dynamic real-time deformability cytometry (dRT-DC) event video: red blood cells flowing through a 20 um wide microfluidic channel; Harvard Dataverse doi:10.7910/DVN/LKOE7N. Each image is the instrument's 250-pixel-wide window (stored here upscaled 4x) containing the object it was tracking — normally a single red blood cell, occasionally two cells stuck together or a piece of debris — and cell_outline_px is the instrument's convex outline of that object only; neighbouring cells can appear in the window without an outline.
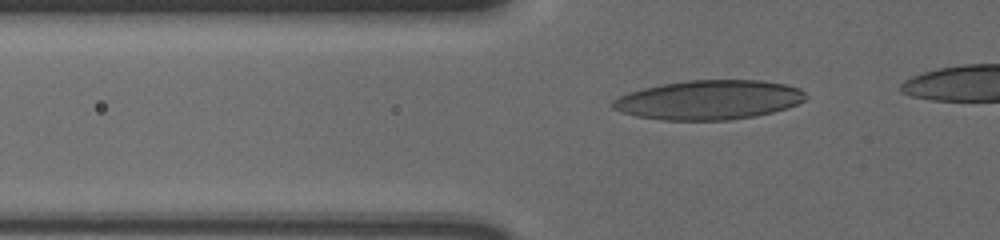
{"species": "human", "species_latin": "Homo sapiens", "temperature_condition": "cold", "stored_images_in_passage": 35, "camera_frame_rate_fps": 3000, "um_per_image_px": 0.085, "donor": {"sex": "male"}, "frame": {"image": 1, "passage_image": 4, "time_ms": 1.0, "image_size_px": [1000, 240], "cell_outline_px": [[804, 100], [796, 104], [772, 112], [756, 116], [728, 120], [660, 120], [636, 116], [620, 112], [612, 108], [612, 100], [628, 92], [644, 88], [664, 84], [688, 80], [760, 80], [784, 84], [800, 88], [804, 92]], "centroid_in_image_um": [60.22, 8.49], "position_along_channel_um": 65.6, "area_um2": 44.1}}
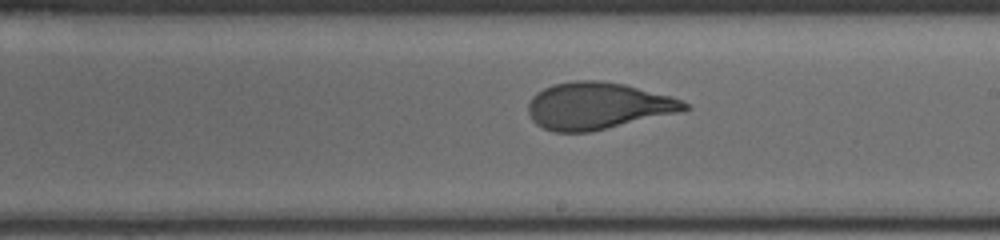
{"frame": {"image": 2, "passage_image": 19, "time_ms": 6.0, "image_size_px": [1000, 240], "cell_outline_px": [[692, 108], [676, 112], [588, 132], [552, 132], [536, 124], [532, 120], [528, 112], [528, 104], [532, 96], [536, 92], [552, 84], [576, 80], [600, 80], [624, 84], [672, 96], [688, 104]], "centroid_in_image_um": [50.75, 8.98], "position_along_channel_um": 238.2, "area_um2": 42.37}}
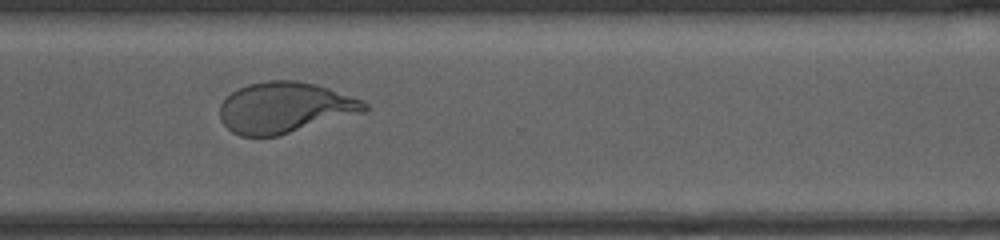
{"frame": {"image": 3, "passage_image": 28, "time_ms": 9.0, "image_size_px": [1000, 240], "cell_outline_px": [[368, 108], [364, 112], [276, 136], [240, 136], [232, 132], [220, 120], [220, 104], [232, 92], [248, 84], [268, 80], [296, 80], [316, 84], [364, 100], [368, 104]], "centroid_in_image_um": [24.21, 9.14], "position_along_channel_um": 346.4, "area_um2": 42.66}}